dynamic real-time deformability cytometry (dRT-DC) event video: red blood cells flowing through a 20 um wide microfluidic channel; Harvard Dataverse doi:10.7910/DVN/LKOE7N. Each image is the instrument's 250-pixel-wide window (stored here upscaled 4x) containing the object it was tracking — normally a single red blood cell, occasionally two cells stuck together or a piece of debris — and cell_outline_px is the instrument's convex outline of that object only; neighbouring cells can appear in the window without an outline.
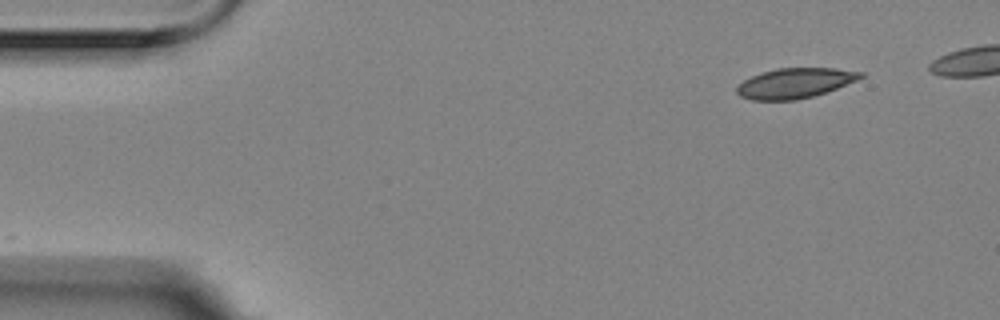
{"species": "Egyptian fruit bat (a non-hibernating species)", "species_latin": "Rousettus aegyptiacus", "temperature_condition": "room temperature", "stored_images_in_passage": 5, "camera_frame_rate_fps": 3000, "um_per_image_px": 0.085, "animal": {"sex": "female"}, "frame": {"image": 1, "passage_image": 1, "time_ms": 0.0, "image_size_px": [1000, 320], "cell_outline_px": [[864, 76], [856, 80], [836, 88], [812, 96], [796, 100], [752, 100], [740, 96], [736, 92], [736, 88], [744, 80], [760, 72], [776, 68], [836, 68], [864, 72]], "centroid_in_image_um": [67.55, 7.06], "position_along_channel_um": 17.5, "area_um2": 21.56}}